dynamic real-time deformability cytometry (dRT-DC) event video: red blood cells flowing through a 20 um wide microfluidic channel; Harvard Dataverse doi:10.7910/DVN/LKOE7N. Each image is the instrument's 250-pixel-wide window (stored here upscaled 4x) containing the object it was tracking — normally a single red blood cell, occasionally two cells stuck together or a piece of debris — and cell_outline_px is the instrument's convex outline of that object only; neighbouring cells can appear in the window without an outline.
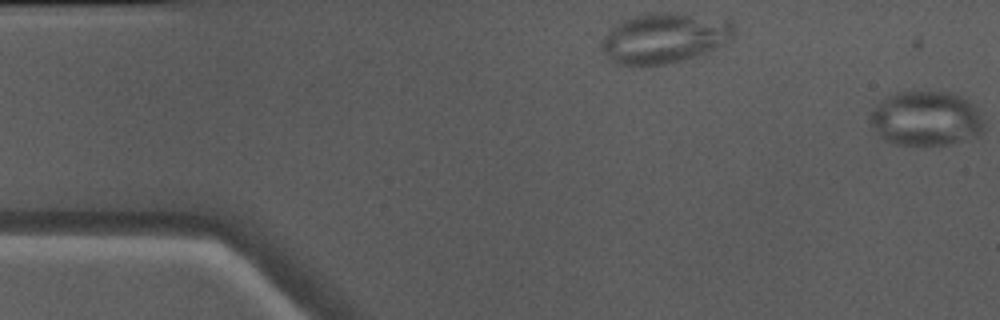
{"species": "Egyptian fruit bat (a non-hibernating species)", "species_latin": "Rousettus aegyptiacus", "temperature_condition": "warm", "stored_images_in_passage": 2, "camera_frame_rate_fps": 3000, "um_per_image_px": 0.085, "animal": {"sex": "male"}, "frame": {"image": 1, "passage_image": 1, "time_ms": 0.0, "image_size_px": [1000, 320], "cell_outline_px": [[736, 28], [732, 36], [724, 44], [716, 48], [696, 56], [664, 64], [616, 64], [604, 52], [604, 40], [608, 32], [616, 24], [624, 20], [636, 16], [652, 12], [680, 12], [732, 20]], "centroid_in_image_um": [56.57, 3.2], "position_along_channel_um": 28.4, "area_um2": 38.26}}